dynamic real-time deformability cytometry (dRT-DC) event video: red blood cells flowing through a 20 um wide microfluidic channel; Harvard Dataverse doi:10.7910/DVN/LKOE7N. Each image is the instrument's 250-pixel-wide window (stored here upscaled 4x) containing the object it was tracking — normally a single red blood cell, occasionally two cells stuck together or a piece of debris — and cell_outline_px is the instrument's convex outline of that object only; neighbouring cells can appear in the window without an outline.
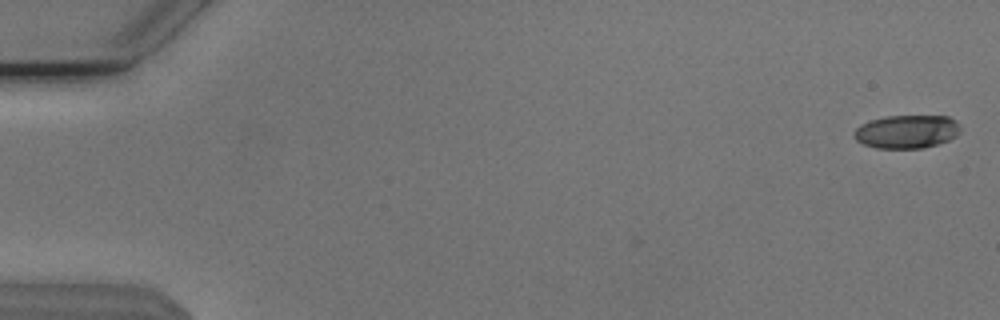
{"species": "Egyptian fruit bat (a non-hibernating species)", "species_latin": "Rousettus aegyptiacus", "temperature_condition": "cold", "stored_images_in_passage": 2, "camera_frame_rate_fps": 3000, "um_per_image_px": 0.085, "animal": {"sex": "male"}, "frame": {"image": 1, "passage_image": 2, "time_ms": 0.333, "image_size_px": [1000, 320], "cell_outline_px": [[960, 132], [956, 136], [948, 140], [936, 144], [920, 148], [876, 148], [864, 144], [856, 140], [856, 128], [860, 124], [872, 120], [888, 116], [948, 116], [956, 120], [960, 128]], "centroid_in_image_um": [77.1, 11.18], "position_along_channel_um": 7.9, "area_um2": 20.4}}